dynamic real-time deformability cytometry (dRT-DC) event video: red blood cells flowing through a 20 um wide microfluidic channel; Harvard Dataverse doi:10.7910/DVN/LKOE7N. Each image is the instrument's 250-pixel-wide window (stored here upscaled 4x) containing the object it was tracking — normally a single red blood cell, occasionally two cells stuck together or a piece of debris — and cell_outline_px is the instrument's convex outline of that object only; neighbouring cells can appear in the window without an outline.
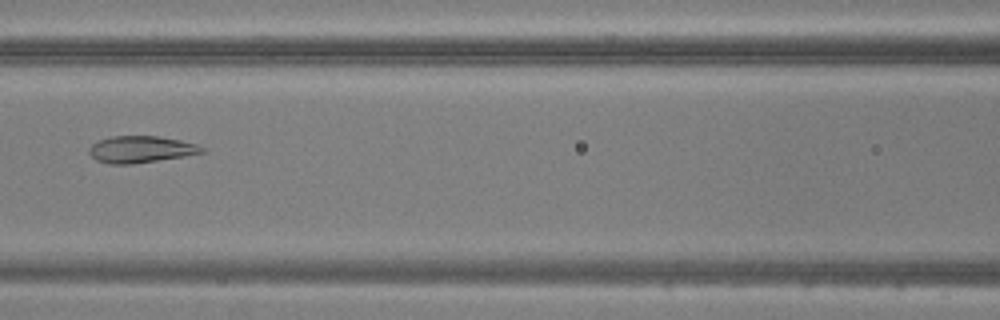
{"species": "common noctule bat (a hibernating species)", "species_latin": "Nyctalus noctula", "temperature_condition": "warm", "stored_images_in_passage": 38, "camera_frame_rate_fps": 3000, "um_per_image_px": 0.085, "animal": {"sex": "male", "body_mass_g": 20.5, "forearm_length_mm": 52.5}, "frame": {"image": 1, "passage_image": 11, "time_ms": 3.333, "image_size_px": [1000, 320], "cell_outline_px": [[208, 148], [204, 152], [184, 156], [132, 164], [108, 164], [96, 160], [88, 152], [88, 148], [92, 144], [100, 140], [112, 136], [156, 136], [180, 140], [196, 144]], "centroid_in_image_um": [11.97, 12.7], "position_along_channel_um": 154.6, "area_um2": 17.57}}
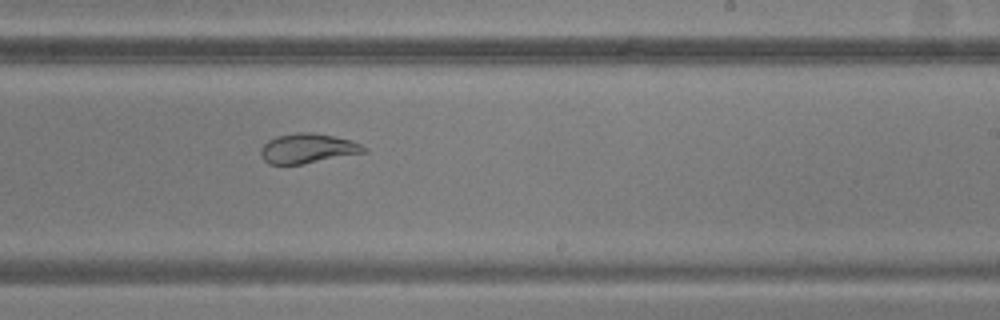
{"frame": {"image": 2, "passage_image": 19, "time_ms": 6.0, "image_size_px": [1000, 320], "cell_outline_px": [[368, 152], [300, 164], [268, 164], [260, 156], [260, 148], [268, 140], [276, 136], [296, 132], [312, 132], [332, 136], [348, 140], [360, 144], [368, 148]], "centroid_in_image_um": [26.12, 12.61], "position_along_channel_um": 262.9, "area_um2": 17.8}}
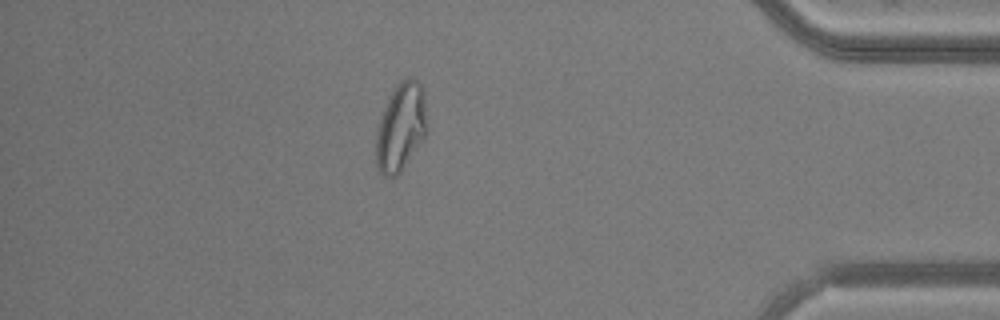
{"frame": {"image": 3, "passage_image": 32, "time_ms": 10.333, "image_size_px": [1000, 320], "cell_outline_px": [[428, 124], [424, 136], [400, 172], [396, 176], [384, 176], [376, 168], [376, 136], [380, 120], [384, 108], [396, 84], [400, 80], [408, 76], [412, 76], [420, 84], [424, 92]], "centroid_in_image_um": [34.08, 10.77], "position_along_channel_um": 401.1, "area_um2": 26.01}}